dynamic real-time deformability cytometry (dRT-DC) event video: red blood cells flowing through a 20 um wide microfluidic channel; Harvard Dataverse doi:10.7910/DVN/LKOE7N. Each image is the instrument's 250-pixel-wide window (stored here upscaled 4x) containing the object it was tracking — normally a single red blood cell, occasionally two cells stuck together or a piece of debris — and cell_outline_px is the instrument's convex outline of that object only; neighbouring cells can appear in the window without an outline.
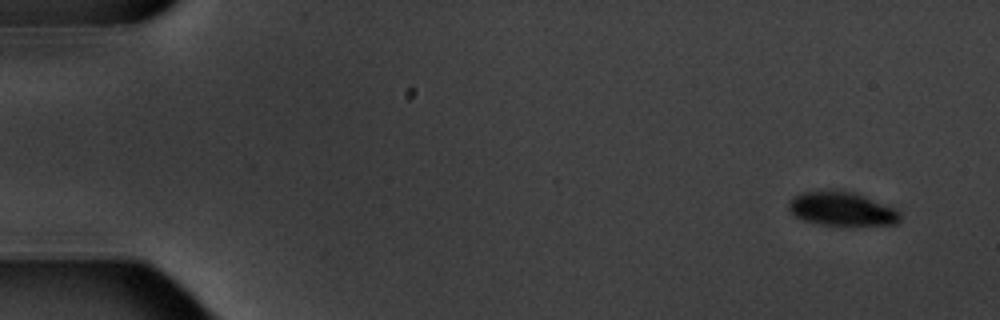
{"species": "common noctule bat (a hibernating species)", "species_latin": "Nyctalus noctula", "temperature_condition": "warm", "stored_images_in_passage": 4, "camera_frame_rate_fps": 3000, "um_per_image_px": 0.085, "animal": {"sex": "male", "body_mass_g": 20.1, "forearm_length_mm": 53.5}, "frame": {"image": 1, "passage_image": 1, "time_ms": 0.0, "image_size_px": [1000, 320], "cell_outline_px": [[900, 220], [896, 224], [820, 224], [804, 220], [796, 216], [788, 208], [788, 204], [792, 196], [800, 192], [828, 188], [832, 188], [856, 192], [896, 208], [900, 212]], "centroid_in_image_um": [71.53, 17.69], "position_along_channel_um": 13.5, "area_um2": 22.25}}
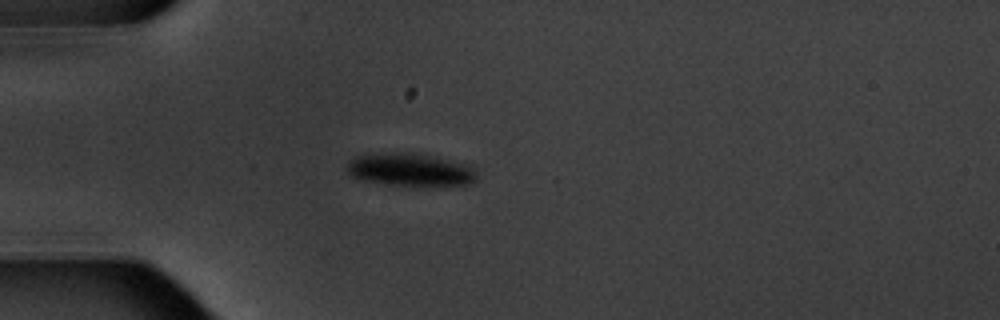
{"frame": {"image": 2, "passage_image": 4, "time_ms": 4.333, "image_size_px": [1000, 320], "cell_outline_px": [[476, 180], [468, 184], [416, 188], [388, 184], [364, 180], [352, 176], [348, 172], [348, 160], [356, 156], [400, 152], [412, 152], [464, 164], [472, 168], [476, 172]], "centroid_in_image_um": [34.88, 14.47], "position_along_channel_um": 50.1, "area_um2": 24.91}}